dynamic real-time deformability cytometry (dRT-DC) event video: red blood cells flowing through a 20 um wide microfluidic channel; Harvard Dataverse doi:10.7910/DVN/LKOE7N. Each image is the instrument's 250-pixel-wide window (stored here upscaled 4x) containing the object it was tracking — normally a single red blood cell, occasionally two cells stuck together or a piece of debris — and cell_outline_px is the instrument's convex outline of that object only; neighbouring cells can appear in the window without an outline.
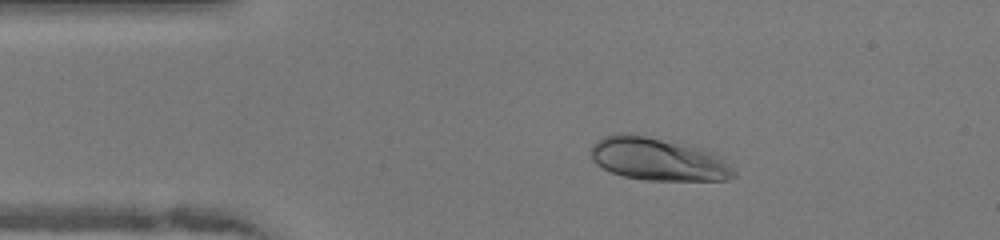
{"species": "human", "species_latin": "Homo sapiens", "temperature_condition": "warm", "stored_images_in_passage": 41, "camera_frame_rate_fps": 3000, "um_per_image_px": 0.085, "donor": {"sex": "female"}, "frame": {"image": 1, "passage_image": 1, "time_ms": 0.0, "image_size_px": [1000, 240], "cell_outline_px": [[736, 176], [728, 180], [644, 180], [624, 176], [612, 172], [596, 164], [592, 160], [592, 144], [596, 140], [604, 136], [616, 132], [632, 132], [680, 140], [704, 148], [724, 156], [736, 172]], "centroid_in_image_um": [56.0, 13.47], "position_along_channel_um": 29.0, "area_um2": 37.17}}
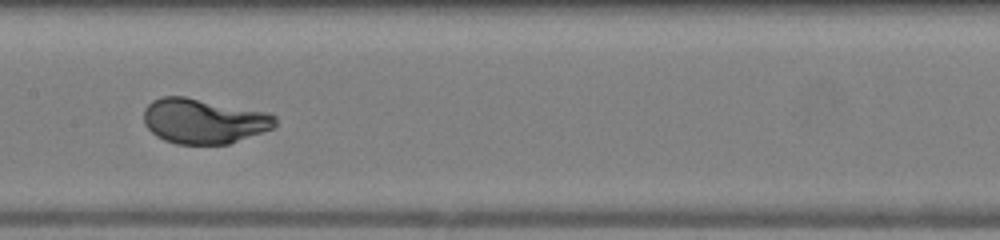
{"frame": {"image": 2, "passage_image": 16, "time_ms": 5.0, "image_size_px": [1000, 240], "cell_outline_px": [[276, 124], [272, 128], [228, 144], [176, 144], [164, 140], [156, 136], [144, 124], [144, 108], [152, 100], [160, 96], [184, 96], [268, 112], [276, 116]], "centroid_in_image_um": [17.28, 10.28], "position_along_channel_um": 190.1, "area_um2": 34.51}}
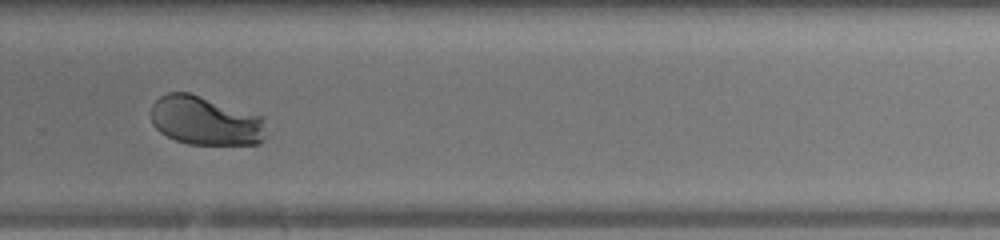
{"frame": {"image": 3, "passage_image": 25, "time_ms": 8.0, "image_size_px": [1000, 240], "cell_outline_px": [[264, 140], [260, 144], [188, 144], [176, 140], [160, 132], [152, 124], [152, 104], [160, 96], [168, 92], [188, 92], [264, 116]], "centroid_in_image_um": [17.46, 10.26], "position_along_channel_um": 312.3, "area_um2": 32.83}, "authors_computed_cell_mechanics": {"area_um2": 34.4488, "velocity_mm_per_s": 4.0822, "shape_relaxation_time_tau1_ms": 2.4505, "shape_relaxation_time_tau2_ms": null, "deformation_change_tau1": 0.1901, "deformation_change_tau2": null}}